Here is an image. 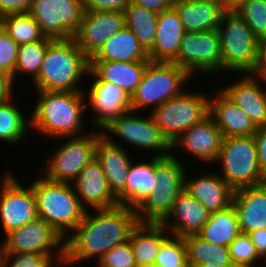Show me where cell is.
I'll return each mask as SVG.
<instances>
[{
	"label": "cell",
	"instance_id": "1",
	"mask_svg": "<svg viewBox=\"0 0 266 267\" xmlns=\"http://www.w3.org/2000/svg\"><path fill=\"white\" fill-rule=\"evenodd\" d=\"M139 223L136 209L123 205L86 210L83 220L64 239L63 267L98 261L115 246L129 241Z\"/></svg>",
	"mask_w": 266,
	"mask_h": 267
},
{
	"label": "cell",
	"instance_id": "2",
	"mask_svg": "<svg viewBox=\"0 0 266 267\" xmlns=\"http://www.w3.org/2000/svg\"><path fill=\"white\" fill-rule=\"evenodd\" d=\"M36 92V104L28 114L30 129L34 130L31 133L36 131V134L41 135L40 138H46L51 142L59 138L89 133L85 126L88 123L85 121L87 107L84 92Z\"/></svg>",
	"mask_w": 266,
	"mask_h": 267
},
{
	"label": "cell",
	"instance_id": "3",
	"mask_svg": "<svg viewBox=\"0 0 266 267\" xmlns=\"http://www.w3.org/2000/svg\"><path fill=\"white\" fill-rule=\"evenodd\" d=\"M88 72L89 58L76 41L55 39L48 45L39 74L31 83L36 91L84 92Z\"/></svg>",
	"mask_w": 266,
	"mask_h": 267
},
{
	"label": "cell",
	"instance_id": "4",
	"mask_svg": "<svg viewBox=\"0 0 266 267\" xmlns=\"http://www.w3.org/2000/svg\"><path fill=\"white\" fill-rule=\"evenodd\" d=\"M37 178L30 180L37 215L65 239L83 220L86 209L80 204L72 184L50 181L40 175Z\"/></svg>",
	"mask_w": 266,
	"mask_h": 267
},
{
	"label": "cell",
	"instance_id": "5",
	"mask_svg": "<svg viewBox=\"0 0 266 267\" xmlns=\"http://www.w3.org/2000/svg\"><path fill=\"white\" fill-rule=\"evenodd\" d=\"M217 31L220 37L222 74L256 73L259 39L240 15L237 12H225Z\"/></svg>",
	"mask_w": 266,
	"mask_h": 267
},
{
	"label": "cell",
	"instance_id": "6",
	"mask_svg": "<svg viewBox=\"0 0 266 267\" xmlns=\"http://www.w3.org/2000/svg\"><path fill=\"white\" fill-rule=\"evenodd\" d=\"M192 77L173 62L150 61L136 91L131 96V109L148 113L164 102L180 95ZM151 107V108H150ZM148 108V109H147ZM142 110V111H141Z\"/></svg>",
	"mask_w": 266,
	"mask_h": 267
},
{
	"label": "cell",
	"instance_id": "7",
	"mask_svg": "<svg viewBox=\"0 0 266 267\" xmlns=\"http://www.w3.org/2000/svg\"><path fill=\"white\" fill-rule=\"evenodd\" d=\"M180 156L181 153L173 152L167 157H156V186L152 194L136 209L140 223L160 224L184 190V177L189 168H185Z\"/></svg>",
	"mask_w": 266,
	"mask_h": 267
},
{
	"label": "cell",
	"instance_id": "8",
	"mask_svg": "<svg viewBox=\"0 0 266 267\" xmlns=\"http://www.w3.org/2000/svg\"><path fill=\"white\" fill-rule=\"evenodd\" d=\"M136 114V111H129L117 116L101 130L102 136L110 144L121 146L125 143L135 149L139 148L149 153L151 151L155 153L152 154L155 157L170 156L171 143L156 125L151 114L147 112V117L143 115L144 112L140 115Z\"/></svg>",
	"mask_w": 266,
	"mask_h": 267
},
{
	"label": "cell",
	"instance_id": "9",
	"mask_svg": "<svg viewBox=\"0 0 266 267\" xmlns=\"http://www.w3.org/2000/svg\"><path fill=\"white\" fill-rule=\"evenodd\" d=\"M94 130L91 129L89 134L55 139L60 143L43 162L46 164L40 171L45 172L41 175L50 181L71 184L85 165L95 159L96 146L103 136L101 130Z\"/></svg>",
	"mask_w": 266,
	"mask_h": 267
},
{
	"label": "cell",
	"instance_id": "10",
	"mask_svg": "<svg viewBox=\"0 0 266 267\" xmlns=\"http://www.w3.org/2000/svg\"><path fill=\"white\" fill-rule=\"evenodd\" d=\"M215 164L221 165L217 172L234 190L266 182L259 170L254 136L223 138Z\"/></svg>",
	"mask_w": 266,
	"mask_h": 267
},
{
	"label": "cell",
	"instance_id": "11",
	"mask_svg": "<svg viewBox=\"0 0 266 267\" xmlns=\"http://www.w3.org/2000/svg\"><path fill=\"white\" fill-rule=\"evenodd\" d=\"M191 91L185 89L180 95L149 112L171 144L209 114V95L205 92Z\"/></svg>",
	"mask_w": 266,
	"mask_h": 267
},
{
	"label": "cell",
	"instance_id": "12",
	"mask_svg": "<svg viewBox=\"0 0 266 267\" xmlns=\"http://www.w3.org/2000/svg\"><path fill=\"white\" fill-rule=\"evenodd\" d=\"M173 63L185 69L192 77L199 73L217 75L219 71L222 75L220 37L217 29L186 32Z\"/></svg>",
	"mask_w": 266,
	"mask_h": 267
},
{
	"label": "cell",
	"instance_id": "13",
	"mask_svg": "<svg viewBox=\"0 0 266 267\" xmlns=\"http://www.w3.org/2000/svg\"><path fill=\"white\" fill-rule=\"evenodd\" d=\"M29 14L42 33L52 39H72L84 9L81 0H32Z\"/></svg>",
	"mask_w": 266,
	"mask_h": 267
},
{
	"label": "cell",
	"instance_id": "14",
	"mask_svg": "<svg viewBox=\"0 0 266 267\" xmlns=\"http://www.w3.org/2000/svg\"><path fill=\"white\" fill-rule=\"evenodd\" d=\"M14 173L6 169L0 182V224L4 234L38 217L31 184L24 185Z\"/></svg>",
	"mask_w": 266,
	"mask_h": 267
},
{
	"label": "cell",
	"instance_id": "15",
	"mask_svg": "<svg viewBox=\"0 0 266 267\" xmlns=\"http://www.w3.org/2000/svg\"><path fill=\"white\" fill-rule=\"evenodd\" d=\"M5 253H36L48 257H64V238L46 221L37 217L3 235Z\"/></svg>",
	"mask_w": 266,
	"mask_h": 267
},
{
	"label": "cell",
	"instance_id": "16",
	"mask_svg": "<svg viewBox=\"0 0 266 267\" xmlns=\"http://www.w3.org/2000/svg\"><path fill=\"white\" fill-rule=\"evenodd\" d=\"M89 85L84 93L87 110L92 113L87 120L90 127L102 130L117 116L132 111L131 97L122 88L108 81H90Z\"/></svg>",
	"mask_w": 266,
	"mask_h": 267
},
{
	"label": "cell",
	"instance_id": "17",
	"mask_svg": "<svg viewBox=\"0 0 266 267\" xmlns=\"http://www.w3.org/2000/svg\"><path fill=\"white\" fill-rule=\"evenodd\" d=\"M124 27L125 17L122 12L84 11L73 39L78 48L90 59L109 37Z\"/></svg>",
	"mask_w": 266,
	"mask_h": 267
},
{
	"label": "cell",
	"instance_id": "18",
	"mask_svg": "<svg viewBox=\"0 0 266 267\" xmlns=\"http://www.w3.org/2000/svg\"><path fill=\"white\" fill-rule=\"evenodd\" d=\"M223 136L213 119L208 115L201 122L183 132L171 144L172 152L182 149L201 164L214 165L222 144Z\"/></svg>",
	"mask_w": 266,
	"mask_h": 267
},
{
	"label": "cell",
	"instance_id": "19",
	"mask_svg": "<svg viewBox=\"0 0 266 267\" xmlns=\"http://www.w3.org/2000/svg\"><path fill=\"white\" fill-rule=\"evenodd\" d=\"M263 84L256 73H242L236 81L219 88L249 115L256 128L266 126V86Z\"/></svg>",
	"mask_w": 266,
	"mask_h": 267
},
{
	"label": "cell",
	"instance_id": "20",
	"mask_svg": "<svg viewBox=\"0 0 266 267\" xmlns=\"http://www.w3.org/2000/svg\"><path fill=\"white\" fill-rule=\"evenodd\" d=\"M71 184L80 204L86 210L119 206L117 198L109 189L105 173L96 159L86 164Z\"/></svg>",
	"mask_w": 266,
	"mask_h": 267
},
{
	"label": "cell",
	"instance_id": "21",
	"mask_svg": "<svg viewBox=\"0 0 266 267\" xmlns=\"http://www.w3.org/2000/svg\"><path fill=\"white\" fill-rule=\"evenodd\" d=\"M216 172H199V176L186 172L184 190L198 200L210 213L223 210L233 201L234 189ZM187 175V176H186ZM194 176V177H193ZM189 179V180H188Z\"/></svg>",
	"mask_w": 266,
	"mask_h": 267
},
{
	"label": "cell",
	"instance_id": "22",
	"mask_svg": "<svg viewBox=\"0 0 266 267\" xmlns=\"http://www.w3.org/2000/svg\"><path fill=\"white\" fill-rule=\"evenodd\" d=\"M210 212L183 190L176 198L170 213L160 223L172 235L186 237L197 235L207 223Z\"/></svg>",
	"mask_w": 266,
	"mask_h": 267
},
{
	"label": "cell",
	"instance_id": "23",
	"mask_svg": "<svg viewBox=\"0 0 266 267\" xmlns=\"http://www.w3.org/2000/svg\"><path fill=\"white\" fill-rule=\"evenodd\" d=\"M215 94L212 97L209 94L208 115L220 129L223 138L254 136L257 128L251 122L249 115L220 89Z\"/></svg>",
	"mask_w": 266,
	"mask_h": 267
},
{
	"label": "cell",
	"instance_id": "24",
	"mask_svg": "<svg viewBox=\"0 0 266 267\" xmlns=\"http://www.w3.org/2000/svg\"><path fill=\"white\" fill-rule=\"evenodd\" d=\"M150 61H89L91 81H108L122 88L130 97L136 91ZM91 77V78H90Z\"/></svg>",
	"mask_w": 266,
	"mask_h": 267
},
{
	"label": "cell",
	"instance_id": "25",
	"mask_svg": "<svg viewBox=\"0 0 266 267\" xmlns=\"http://www.w3.org/2000/svg\"><path fill=\"white\" fill-rule=\"evenodd\" d=\"M232 205L242 233L266 228V182L235 190Z\"/></svg>",
	"mask_w": 266,
	"mask_h": 267
},
{
	"label": "cell",
	"instance_id": "26",
	"mask_svg": "<svg viewBox=\"0 0 266 267\" xmlns=\"http://www.w3.org/2000/svg\"><path fill=\"white\" fill-rule=\"evenodd\" d=\"M125 147L110 144L102 137L95 149V159L100 163L109 189L116 198L125 191L130 164L135 159L130 157V151Z\"/></svg>",
	"mask_w": 266,
	"mask_h": 267
},
{
	"label": "cell",
	"instance_id": "27",
	"mask_svg": "<svg viewBox=\"0 0 266 267\" xmlns=\"http://www.w3.org/2000/svg\"><path fill=\"white\" fill-rule=\"evenodd\" d=\"M185 29L176 12L170 6L157 16L156 40L148 53L152 62H173L178 55Z\"/></svg>",
	"mask_w": 266,
	"mask_h": 267
},
{
	"label": "cell",
	"instance_id": "28",
	"mask_svg": "<svg viewBox=\"0 0 266 267\" xmlns=\"http://www.w3.org/2000/svg\"><path fill=\"white\" fill-rule=\"evenodd\" d=\"M132 160L127 175L125 191L117 198L119 205L137 209L153 192L156 186V157L146 161ZM149 160V161H148ZM148 161V162H147Z\"/></svg>",
	"mask_w": 266,
	"mask_h": 267
},
{
	"label": "cell",
	"instance_id": "29",
	"mask_svg": "<svg viewBox=\"0 0 266 267\" xmlns=\"http://www.w3.org/2000/svg\"><path fill=\"white\" fill-rule=\"evenodd\" d=\"M171 6L176 10L185 32L215 30L225 13L219 2L173 0Z\"/></svg>",
	"mask_w": 266,
	"mask_h": 267
},
{
	"label": "cell",
	"instance_id": "30",
	"mask_svg": "<svg viewBox=\"0 0 266 267\" xmlns=\"http://www.w3.org/2000/svg\"><path fill=\"white\" fill-rule=\"evenodd\" d=\"M89 61H150L137 37L127 27L109 37Z\"/></svg>",
	"mask_w": 266,
	"mask_h": 267
},
{
	"label": "cell",
	"instance_id": "31",
	"mask_svg": "<svg viewBox=\"0 0 266 267\" xmlns=\"http://www.w3.org/2000/svg\"><path fill=\"white\" fill-rule=\"evenodd\" d=\"M170 234L161 224L139 223L129 239L137 267L154 265L161 243Z\"/></svg>",
	"mask_w": 266,
	"mask_h": 267
},
{
	"label": "cell",
	"instance_id": "32",
	"mask_svg": "<svg viewBox=\"0 0 266 267\" xmlns=\"http://www.w3.org/2000/svg\"><path fill=\"white\" fill-rule=\"evenodd\" d=\"M241 233L236 210L231 204L223 210L211 213L197 235L205 241L228 247Z\"/></svg>",
	"mask_w": 266,
	"mask_h": 267
},
{
	"label": "cell",
	"instance_id": "33",
	"mask_svg": "<svg viewBox=\"0 0 266 267\" xmlns=\"http://www.w3.org/2000/svg\"><path fill=\"white\" fill-rule=\"evenodd\" d=\"M15 98L0 104V141L13 146L24 144L28 132H31L30 116L24 115L26 113H23L24 108H20L18 102L14 101Z\"/></svg>",
	"mask_w": 266,
	"mask_h": 267
},
{
	"label": "cell",
	"instance_id": "34",
	"mask_svg": "<svg viewBox=\"0 0 266 267\" xmlns=\"http://www.w3.org/2000/svg\"><path fill=\"white\" fill-rule=\"evenodd\" d=\"M186 246L187 260L192 267L208 264L223 267H234L228 247L205 241L198 235L183 237Z\"/></svg>",
	"mask_w": 266,
	"mask_h": 267
},
{
	"label": "cell",
	"instance_id": "35",
	"mask_svg": "<svg viewBox=\"0 0 266 267\" xmlns=\"http://www.w3.org/2000/svg\"><path fill=\"white\" fill-rule=\"evenodd\" d=\"M157 16L158 14L133 3L124 11L125 27L134 33L147 54L153 49L156 40Z\"/></svg>",
	"mask_w": 266,
	"mask_h": 267
},
{
	"label": "cell",
	"instance_id": "36",
	"mask_svg": "<svg viewBox=\"0 0 266 267\" xmlns=\"http://www.w3.org/2000/svg\"><path fill=\"white\" fill-rule=\"evenodd\" d=\"M54 39L45 37L41 41L19 45L13 82L17 86L19 75H27L32 82L37 78L48 45ZM23 73V74H22Z\"/></svg>",
	"mask_w": 266,
	"mask_h": 267
},
{
	"label": "cell",
	"instance_id": "37",
	"mask_svg": "<svg viewBox=\"0 0 266 267\" xmlns=\"http://www.w3.org/2000/svg\"><path fill=\"white\" fill-rule=\"evenodd\" d=\"M0 25L18 45L34 43L46 37L39 24L29 13L2 16Z\"/></svg>",
	"mask_w": 266,
	"mask_h": 267
},
{
	"label": "cell",
	"instance_id": "38",
	"mask_svg": "<svg viewBox=\"0 0 266 267\" xmlns=\"http://www.w3.org/2000/svg\"><path fill=\"white\" fill-rule=\"evenodd\" d=\"M228 250L234 267H266V265H263L264 261L257 254L255 245L247 233H241L237 236L229 244Z\"/></svg>",
	"mask_w": 266,
	"mask_h": 267
},
{
	"label": "cell",
	"instance_id": "39",
	"mask_svg": "<svg viewBox=\"0 0 266 267\" xmlns=\"http://www.w3.org/2000/svg\"><path fill=\"white\" fill-rule=\"evenodd\" d=\"M237 13L259 40L266 36V0H247Z\"/></svg>",
	"mask_w": 266,
	"mask_h": 267
},
{
	"label": "cell",
	"instance_id": "40",
	"mask_svg": "<svg viewBox=\"0 0 266 267\" xmlns=\"http://www.w3.org/2000/svg\"><path fill=\"white\" fill-rule=\"evenodd\" d=\"M187 258L186 246L180 236L170 234L162 243L154 265L171 267L181 264Z\"/></svg>",
	"mask_w": 266,
	"mask_h": 267
},
{
	"label": "cell",
	"instance_id": "41",
	"mask_svg": "<svg viewBox=\"0 0 266 267\" xmlns=\"http://www.w3.org/2000/svg\"><path fill=\"white\" fill-rule=\"evenodd\" d=\"M63 263L64 257H48L36 253H5L3 267H63Z\"/></svg>",
	"mask_w": 266,
	"mask_h": 267
},
{
	"label": "cell",
	"instance_id": "42",
	"mask_svg": "<svg viewBox=\"0 0 266 267\" xmlns=\"http://www.w3.org/2000/svg\"><path fill=\"white\" fill-rule=\"evenodd\" d=\"M96 262V267H137L130 241L115 246Z\"/></svg>",
	"mask_w": 266,
	"mask_h": 267
},
{
	"label": "cell",
	"instance_id": "43",
	"mask_svg": "<svg viewBox=\"0 0 266 267\" xmlns=\"http://www.w3.org/2000/svg\"><path fill=\"white\" fill-rule=\"evenodd\" d=\"M19 45L10 38L0 25V71L12 77L16 67Z\"/></svg>",
	"mask_w": 266,
	"mask_h": 267
},
{
	"label": "cell",
	"instance_id": "44",
	"mask_svg": "<svg viewBox=\"0 0 266 267\" xmlns=\"http://www.w3.org/2000/svg\"><path fill=\"white\" fill-rule=\"evenodd\" d=\"M86 12L112 11L122 12L129 6V0H81Z\"/></svg>",
	"mask_w": 266,
	"mask_h": 267
},
{
	"label": "cell",
	"instance_id": "45",
	"mask_svg": "<svg viewBox=\"0 0 266 267\" xmlns=\"http://www.w3.org/2000/svg\"><path fill=\"white\" fill-rule=\"evenodd\" d=\"M254 139L256 141L259 170L266 180V126L257 128Z\"/></svg>",
	"mask_w": 266,
	"mask_h": 267
},
{
	"label": "cell",
	"instance_id": "46",
	"mask_svg": "<svg viewBox=\"0 0 266 267\" xmlns=\"http://www.w3.org/2000/svg\"><path fill=\"white\" fill-rule=\"evenodd\" d=\"M32 0H0V18L8 14L29 13Z\"/></svg>",
	"mask_w": 266,
	"mask_h": 267
},
{
	"label": "cell",
	"instance_id": "47",
	"mask_svg": "<svg viewBox=\"0 0 266 267\" xmlns=\"http://www.w3.org/2000/svg\"><path fill=\"white\" fill-rule=\"evenodd\" d=\"M14 85L12 77L0 71V104L8 102L16 95L14 90L16 86Z\"/></svg>",
	"mask_w": 266,
	"mask_h": 267
},
{
	"label": "cell",
	"instance_id": "48",
	"mask_svg": "<svg viewBox=\"0 0 266 267\" xmlns=\"http://www.w3.org/2000/svg\"><path fill=\"white\" fill-rule=\"evenodd\" d=\"M249 235L255 245L257 254L266 264V228L252 231Z\"/></svg>",
	"mask_w": 266,
	"mask_h": 267
},
{
	"label": "cell",
	"instance_id": "49",
	"mask_svg": "<svg viewBox=\"0 0 266 267\" xmlns=\"http://www.w3.org/2000/svg\"><path fill=\"white\" fill-rule=\"evenodd\" d=\"M129 2L144 7L156 14L167 10L171 6L169 0H129Z\"/></svg>",
	"mask_w": 266,
	"mask_h": 267
},
{
	"label": "cell",
	"instance_id": "50",
	"mask_svg": "<svg viewBox=\"0 0 266 267\" xmlns=\"http://www.w3.org/2000/svg\"><path fill=\"white\" fill-rule=\"evenodd\" d=\"M247 0H219L224 12H237Z\"/></svg>",
	"mask_w": 266,
	"mask_h": 267
},
{
	"label": "cell",
	"instance_id": "51",
	"mask_svg": "<svg viewBox=\"0 0 266 267\" xmlns=\"http://www.w3.org/2000/svg\"><path fill=\"white\" fill-rule=\"evenodd\" d=\"M258 64H266V36L259 40Z\"/></svg>",
	"mask_w": 266,
	"mask_h": 267
},
{
	"label": "cell",
	"instance_id": "52",
	"mask_svg": "<svg viewBox=\"0 0 266 267\" xmlns=\"http://www.w3.org/2000/svg\"><path fill=\"white\" fill-rule=\"evenodd\" d=\"M256 74L261 78L264 85H266V64H258Z\"/></svg>",
	"mask_w": 266,
	"mask_h": 267
},
{
	"label": "cell",
	"instance_id": "53",
	"mask_svg": "<svg viewBox=\"0 0 266 267\" xmlns=\"http://www.w3.org/2000/svg\"><path fill=\"white\" fill-rule=\"evenodd\" d=\"M4 258H5V252L3 250L2 244L0 243V267H3Z\"/></svg>",
	"mask_w": 266,
	"mask_h": 267
},
{
	"label": "cell",
	"instance_id": "54",
	"mask_svg": "<svg viewBox=\"0 0 266 267\" xmlns=\"http://www.w3.org/2000/svg\"><path fill=\"white\" fill-rule=\"evenodd\" d=\"M171 267H192L187 258L179 265L171 266Z\"/></svg>",
	"mask_w": 266,
	"mask_h": 267
},
{
	"label": "cell",
	"instance_id": "55",
	"mask_svg": "<svg viewBox=\"0 0 266 267\" xmlns=\"http://www.w3.org/2000/svg\"><path fill=\"white\" fill-rule=\"evenodd\" d=\"M194 267H223V266H218V265H209L208 264H201V265H197V266H194Z\"/></svg>",
	"mask_w": 266,
	"mask_h": 267
},
{
	"label": "cell",
	"instance_id": "56",
	"mask_svg": "<svg viewBox=\"0 0 266 267\" xmlns=\"http://www.w3.org/2000/svg\"><path fill=\"white\" fill-rule=\"evenodd\" d=\"M196 1L219 2V0H196Z\"/></svg>",
	"mask_w": 266,
	"mask_h": 267
},
{
	"label": "cell",
	"instance_id": "57",
	"mask_svg": "<svg viewBox=\"0 0 266 267\" xmlns=\"http://www.w3.org/2000/svg\"><path fill=\"white\" fill-rule=\"evenodd\" d=\"M142 267H157L155 265H149V266H142Z\"/></svg>",
	"mask_w": 266,
	"mask_h": 267
}]
</instances>
